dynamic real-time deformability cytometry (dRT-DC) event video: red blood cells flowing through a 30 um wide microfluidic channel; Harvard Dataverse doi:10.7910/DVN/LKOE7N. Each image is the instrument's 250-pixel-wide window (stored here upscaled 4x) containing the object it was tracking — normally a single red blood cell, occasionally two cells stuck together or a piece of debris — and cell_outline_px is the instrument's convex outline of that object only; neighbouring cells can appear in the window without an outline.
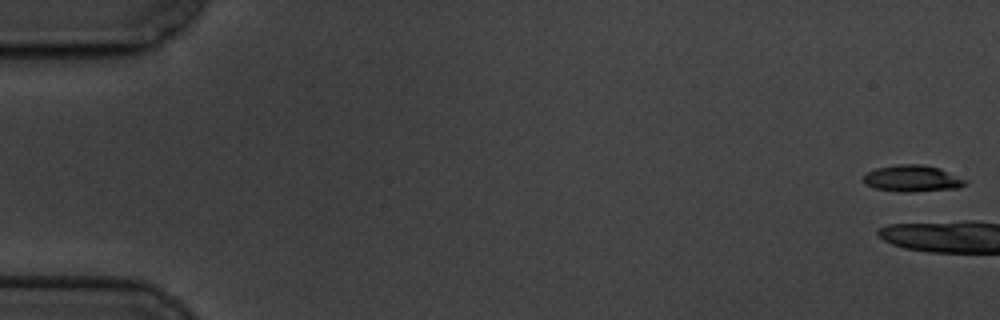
{"species": "common noctule bat (a hibernating species)", "species_latin": "Nyctalus noctula", "temperature_condition": "cold", "stored_images_in_passage": 3, "camera_frame_rate_fps": 3000, "um_per_image_px": 0.085, "animal": {"sex": "male", "body_mass_g": 19.5, "forearm_length_mm": 54.6}, "frame": {"image": 1, "passage_image": 1, "time_ms": 0.0, "image_size_px": [1000, 320], "cell_outline_px": [[972, 180], [968, 184], [960, 188], [912, 192], [896, 192], [876, 188], [868, 184], [864, 180], [864, 176], [868, 172], [876, 168], [896, 164], [920, 164], [940, 168]], "centroid_in_image_um": [77.68, 15.17], "position_along_channel_um": 7.3, "area_um2": 16.07}}